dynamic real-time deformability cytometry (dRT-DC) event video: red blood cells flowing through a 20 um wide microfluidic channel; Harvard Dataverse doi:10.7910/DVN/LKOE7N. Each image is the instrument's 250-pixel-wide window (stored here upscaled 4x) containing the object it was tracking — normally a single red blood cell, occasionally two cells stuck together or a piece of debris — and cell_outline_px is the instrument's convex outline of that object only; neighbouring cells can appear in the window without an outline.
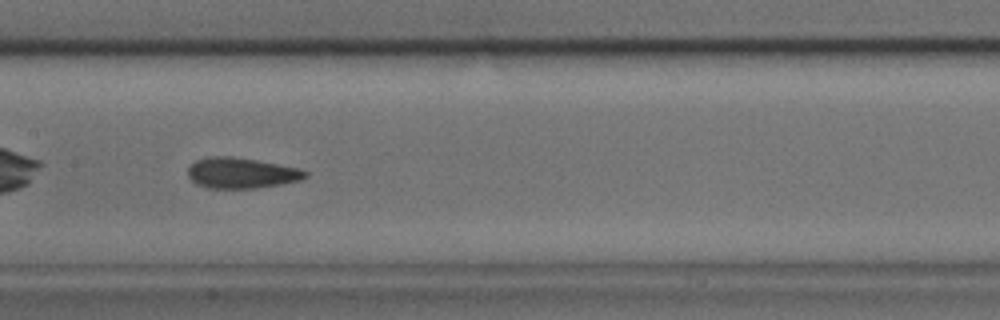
{"species": "common noctule bat (a hibernating species)", "species_latin": "Nyctalus noctula", "temperature_condition": "cold", "stored_images_in_passage": 32, "camera_frame_rate_fps": 3000, "um_per_image_px": 0.085, "animal": {"sex": "male", "body_mass_g": 17.9, "forearm_length_mm": 54.2}, "frame": {"image": 1, "passage_image": 10, "time_ms": 3.0, "image_size_px": [1000, 320], "cell_outline_px": [[308, 176], [300, 180], [280, 184], [256, 188], [208, 188], [196, 184], [188, 176], [188, 168], [196, 160], [212, 156], [232, 156], [256, 160], [300, 168], [308, 172]], "centroid_in_image_um": [20.52, 14.7], "position_along_channel_um": 186.9, "area_um2": 20.92}}